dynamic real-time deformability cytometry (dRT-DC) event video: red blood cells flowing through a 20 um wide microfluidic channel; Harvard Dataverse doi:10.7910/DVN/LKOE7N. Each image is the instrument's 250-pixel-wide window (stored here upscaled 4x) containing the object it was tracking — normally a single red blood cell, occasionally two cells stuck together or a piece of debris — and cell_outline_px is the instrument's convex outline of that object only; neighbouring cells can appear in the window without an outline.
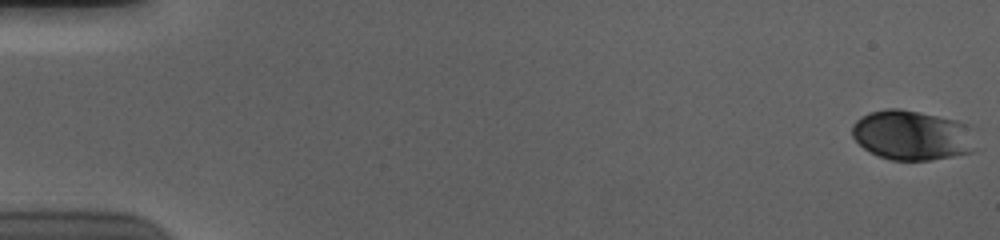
{"species": "human", "species_latin": "Homo sapiens", "temperature_condition": "cold", "stored_images_in_passage": 57, "camera_frame_rate_fps": 3000, "um_per_image_px": 0.085, "donor": {"sex": "male"}, "frame": {"image": 1, "passage_image": 1, "time_ms": 0.0, "image_size_px": [1000, 240], "cell_outline_px": [[972, 152], [952, 156], [928, 160], [892, 160], [880, 156], [864, 148], [852, 136], [852, 124], [856, 120], [868, 112], [884, 108], [900, 108], [920, 112], [956, 120], [972, 124]], "centroid_in_image_um": [77.51, 11.47], "position_along_channel_um": 7.5, "area_um2": 35.89}}
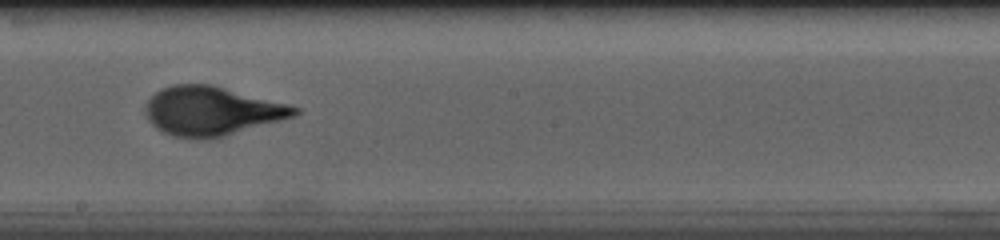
{"frame": {"image": 2, "passage_image": 33, "time_ms": 10.667, "image_size_px": [1000, 240], "cell_outline_px": [[300, 112], [296, 116], [224, 136], [208, 140], [192, 140], [172, 136], [160, 132], [148, 120], [144, 112], [144, 108], [148, 100], [160, 88], [172, 84], [212, 84], [288, 104], [300, 108]], "centroid_in_image_um": [17.96, 9.45], "position_along_channel_um": 230.2, "area_um2": 43.12}}
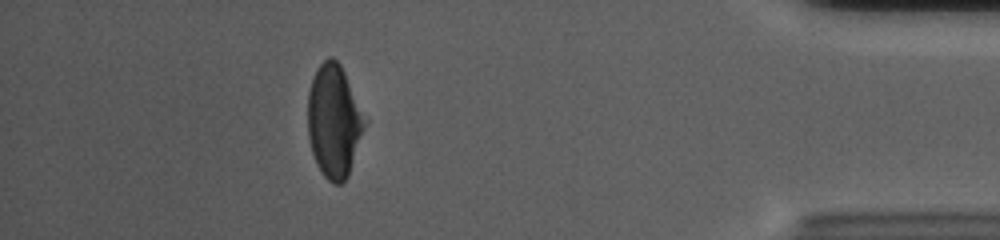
{"frame": {"image": 3, "passage_image": 51, "time_ms": 16.667, "image_size_px": [1000, 240], "cell_outline_px": [[368, 120], [348, 176], [340, 184], [332, 184], [320, 172], [316, 164], [312, 152], [308, 136], [308, 92], [316, 68], [328, 56], [332, 56], [340, 64]], "centroid_in_image_um": [28.4, 10.3], "position_along_channel_um": 406.8, "area_um2": 37.74}, "authors_computed_cell_mechanics": {"area_um2": 39.7086, "velocity_mm_per_s": 3.7048, "shape_relaxation_time_tau1_ms": 3.5669, "shape_relaxation_time_tau2_ms": null, "deformation_change_tau1": 0.1708, "deformation_change_tau2": null}}